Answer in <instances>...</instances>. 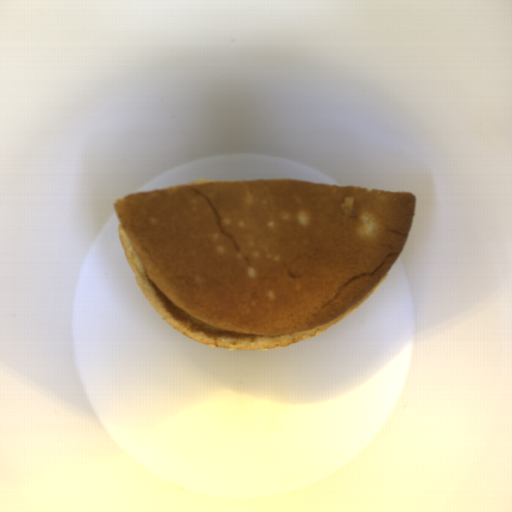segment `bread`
Here are the masks:
<instances>
[{
  "label": "bread",
  "mask_w": 512,
  "mask_h": 512,
  "mask_svg": "<svg viewBox=\"0 0 512 512\" xmlns=\"http://www.w3.org/2000/svg\"><path fill=\"white\" fill-rule=\"evenodd\" d=\"M410 191L300 179L193 181L113 203L134 281L177 332L270 351L346 319L406 244Z\"/></svg>",
  "instance_id": "8d2b1439"
}]
</instances>
